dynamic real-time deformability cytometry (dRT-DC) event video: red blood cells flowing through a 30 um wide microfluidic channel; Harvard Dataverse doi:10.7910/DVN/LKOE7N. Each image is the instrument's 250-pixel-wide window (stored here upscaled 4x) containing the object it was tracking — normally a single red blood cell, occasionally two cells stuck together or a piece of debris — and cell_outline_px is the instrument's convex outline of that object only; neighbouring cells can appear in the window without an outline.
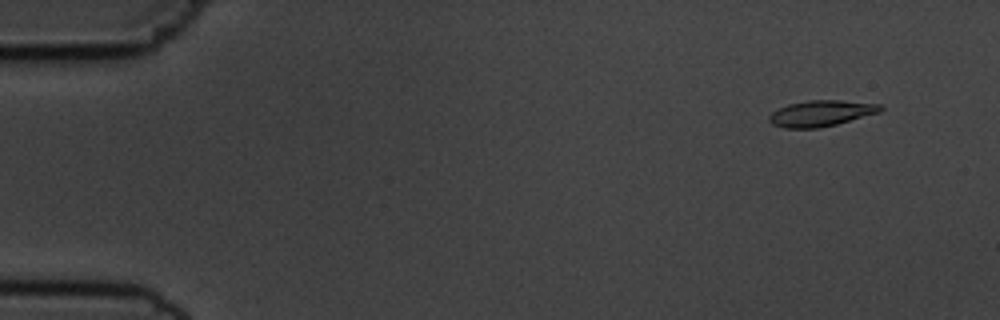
{"species": "common noctule bat (a hibernating species)", "species_latin": "Nyctalus noctula", "temperature_condition": "cold", "stored_images_in_passage": 56, "camera_frame_rate_fps": 3000, "um_per_image_px": 0.085, "animal": {"sex": "male", "body_mass_g": 19.5, "forearm_length_mm": 54.6}, "frame": {"image": 1, "passage_image": 5, "time_ms": 1.333, "image_size_px": [1000, 320], "cell_outline_px": [[884, 108], [880, 112], [836, 124], [820, 128], [784, 128], [772, 124], [768, 120], [768, 116], [772, 112], [788, 104], [812, 100], [840, 100], [880, 104]], "centroid_in_image_um": [69.78, 9.63], "position_along_channel_um": 15.2, "area_um2": 16.76}}
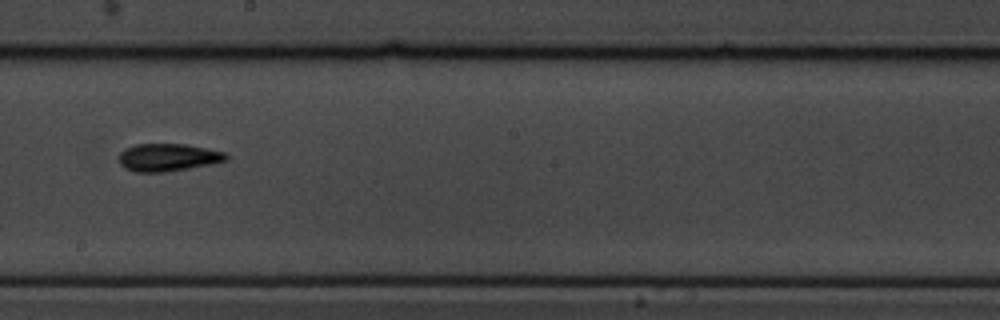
{"frame": {"image": 2, "passage_image": 32, "time_ms": 10.333, "image_size_px": [1000, 320], "cell_outline_px": [[228, 160], [188, 168], [164, 172], [136, 172], [124, 168], [120, 164], [120, 152], [124, 148], [136, 144], [184, 144], [228, 152]], "centroid_in_image_um": [14.28, 13.37], "position_along_channel_um": 233.9, "area_um2": 17.22}}
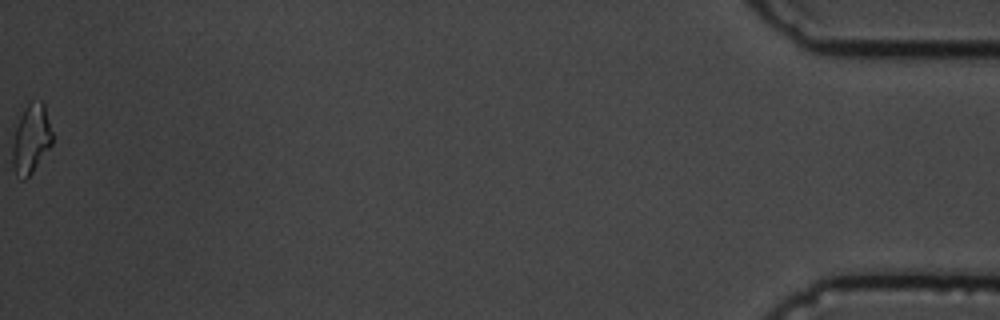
{"frame": {"image": 3, "passage_image": 56, "time_ms": 18.333, "image_size_px": [1000, 320], "cell_outline_px": [[52, 144], [32, 172], [24, 180], [20, 180], [12, 164], [12, 148], [16, 128], [24, 108], [28, 104], [40, 100], [44, 104], [52, 132]], "centroid_in_image_um": [2.64, 11.83], "position_along_channel_um": 432.6, "area_um2": 15.66}, "authors_computed_cell_mechanics": {"area_um2": 16.5597, "velocity_mm_per_s": 3.6724, "shape_relaxation_time_tau1_ms": 2.318, "shape_relaxation_time_tau2_ms": 3.2353, "deformation_change_tau1": 0.1464, "deformation_change_tau2": 0.1228}}